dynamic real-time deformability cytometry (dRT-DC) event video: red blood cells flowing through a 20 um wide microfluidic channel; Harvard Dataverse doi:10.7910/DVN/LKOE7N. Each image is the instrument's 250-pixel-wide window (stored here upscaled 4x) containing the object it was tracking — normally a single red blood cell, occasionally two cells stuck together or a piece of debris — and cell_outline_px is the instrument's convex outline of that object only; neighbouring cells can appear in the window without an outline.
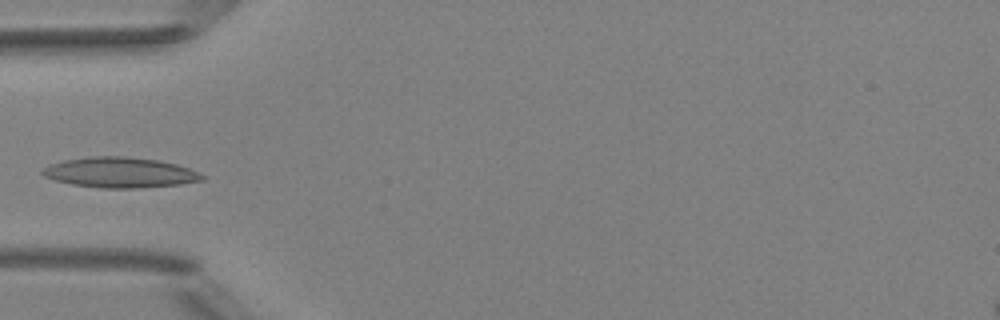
{"species": "Egyptian fruit bat (a non-hibernating species)", "species_latin": "Rousettus aegyptiacus", "temperature_condition": "room temperature", "stored_images_in_passage": 5, "camera_frame_rate_fps": 3000, "um_per_image_px": 0.085, "animal": {"sex": "female"}, "frame": {"image": 1, "passage_image": 4, "time_ms": 3.667, "image_size_px": [1000, 320], "cell_outline_px": [[204, 180], [180, 184], [136, 188], [100, 188], [72, 184], [56, 180], [44, 176], [40, 172], [40, 168], [48, 164], [64, 160], [92, 156], [124, 156], [156, 160], [176, 164], [200, 172], [204, 176]], "centroid_in_image_um": [10.16, 14.66], "position_along_channel_um": 74.8, "area_um2": 28.26}}
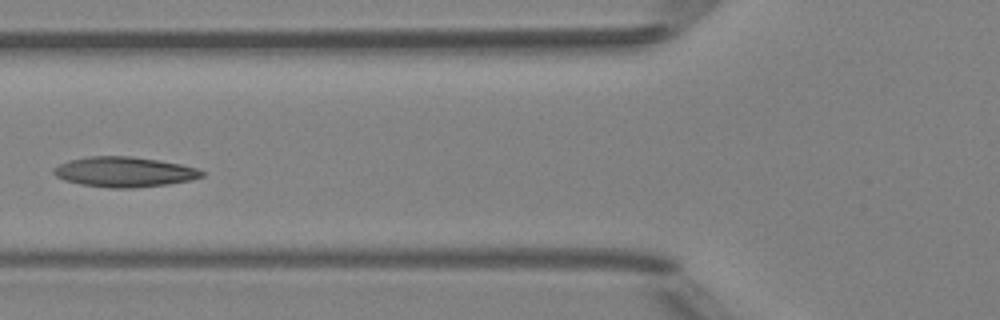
{"frame": {"image": 2, "passage_image": 5, "time_ms": 4.667, "image_size_px": [1000, 320], "cell_outline_px": [[204, 176], [192, 180], [168, 184], [132, 188], [108, 188], [80, 184], [64, 180], [56, 176], [52, 172], [52, 168], [68, 160], [88, 156], [132, 156], [160, 160], [180, 164], [196, 168], [204, 172]], "centroid_in_image_um": [10.55, 14.61], "position_along_channel_um": 115.3, "area_um2": 26.18}}